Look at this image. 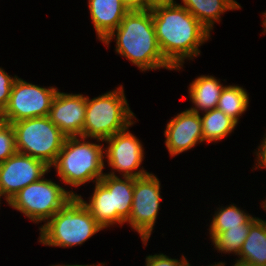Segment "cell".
<instances>
[{
    "label": "cell",
    "instance_id": "6da1fadb",
    "mask_svg": "<svg viewBox=\"0 0 266 266\" xmlns=\"http://www.w3.org/2000/svg\"><path fill=\"white\" fill-rule=\"evenodd\" d=\"M151 12L160 50L179 71L185 59L200 55L199 47L209 40L211 34L181 4L155 6Z\"/></svg>",
    "mask_w": 266,
    "mask_h": 266
},
{
    "label": "cell",
    "instance_id": "7a4b0ae2",
    "mask_svg": "<svg viewBox=\"0 0 266 266\" xmlns=\"http://www.w3.org/2000/svg\"><path fill=\"white\" fill-rule=\"evenodd\" d=\"M112 39L116 41L117 54L128 59L142 72L161 68L175 70L160 50L151 9L132 8L102 43L108 47Z\"/></svg>",
    "mask_w": 266,
    "mask_h": 266
},
{
    "label": "cell",
    "instance_id": "3957f363",
    "mask_svg": "<svg viewBox=\"0 0 266 266\" xmlns=\"http://www.w3.org/2000/svg\"><path fill=\"white\" fill-rule=\"evenodd\" d=\"M86 137H66L55 163L57 176L66 185L79 187L86 182L99 181L105 173L104 146L101 143H91Z\"/></svg>",
    "mask_w": 266,
    "mask_h": 266
},
{
    "label": "cell",
    "instance_id": "277c9868",
    "mask_svg": "<svg viewBox=\"0 0 266 266\" xmlns=\"http://www.w3.org/2000/svg\"><path fill=\"white\" fill-rule=\"evenodd\" d=\"M104 229L78 197H73L40 228L39 242L46 246L69 248L82 245Z\"/></svg>",
    "mask_w": 266,
    "mask_h": 266
},
{
    "label": "cell",
    "instance_id": "5b68a950",
    "mask_svg": "<svg viewBox=\"0 0 266 266\" xmlns=\"http://www.w3.org/2000/svg\"><path fill=\"white\" fill-rule=\"evenodd\" d=\"M135 115L130 110L122 85L92 99L86 96V114L82 137L103 142L128 126Z\"/></svg>",
    "mask_w": 266,
    "mask_h": 266
},
{
    "label": "cell",
    "instance_id": "8992f818",
    "mask_svg": "<svg viewBox=\"0 0 266 266\" xmlns=\"http://www.w3.org/2000/svg\"><path fill=\"white\" fill-rule=\"evenodd\" d=\"M122 178L105 173L95 182L89 203L81 195L77 196L103 228L107 229L115 224L122 226L130 217L134 178Z\"/></svg>",
    "mask_w": 266,
    "mask_h": 266
},
{
    "label": "cell",
    "instance_id": "52a82bcc",
    "mask_svg": "<svg viewBox=\"0 0 266 266\" xmlns=\"http://www.w3.org/2000/svg\"><path fill=\"white\" fill-rule=\"evenodd\" d=\"M17 152L52 166L61 151L66 135L48 118L35 117L11 123Z\"/></svg>",
    "mask_w": 266,
    "mask_h": 266
},
{
    "label": "cell",
    "instance_id": "ba28073f",
    "mask_svg": "<svg viewBox=\"0 0 266 266\" xmlns=\"http://www.w3.org/2000/svg\"><path fill=\"white\" fill-rule=\"evenodd\" d=\"M78 194L66 190L51 179L44 177L29 184L15 194L8 205L23 213L32 222L45 223Z\"/></svg>",
    "mask_w": 266,
    "mask_h": 266
},
{
    "label": "cell",
    "instance_id": "9c48e42d",
    "mask_svg": "<svg viewBox=\"0 0 266 266\" xmlns=\"http://www.w3.org/2000/svg\"><path fill=\"white\" fill-rule=\"evenodd\" d=\"M161 183L153 173L134 178L130 217L125 223L138 232L146 246L154 230L161 202Z\"/></svg>",
    "mask_w": 266,
    "mask_h": 266
},
{
    "label": "cell",
    "instance_id": "30bf717a",
    "mask_svg": "<svg viewBox=\"0 0 266 266\" xmlns=\"http://www.w3.org/2000/svg\"><path fill=\"white\" fill-rule=\"evenodd\" d=\"M58 91L55 87H40L16 76L4 116L9 124L35 117L48 116Z\"/></svg>",
    "mask_w": 266,
    "mask_h": 266
},
{
    "label": "cell",
    "instance_id": "8fae6325",
    "mask_svg": "<svg viewBox=\"0 0 266 266\" xmlns=\"http://www.w3.org/2000/svg\"><path fill=\"white\" fill-rule=\"evenodd\" d=\"M129 127L104 141L108 145L104 148V156L108 167H111V172L106 174L117 176L116 170L122 175L121 177L137 178L149 174L141 167L144 160L143 145L134 134L130 133Z\"/></svg>",
    "mask_w": 266,
    "mask_h": 266
},
{
    "label": "cell",
    "instance_id": "7c38bea8",
    "mask_svg": "<svg viewBox=\"0 0 266 266\" xmlns=\"http://www.w3.org/2000/svg\"><path fill=\"white\" fill-rule=\"evenodd\" d=\"M50 169L45 162L16 152L0 164V194L8 203L21 189L45 177Z\"/></svg>",
    "mask_w": 266,
    "mask_h": 266
},
{
    "label": "cell",
    "instance_id": "4fadbf2b",
    "mask_svg": "<svg viewBox=\"0 0 266 266\" xmlns=\"http://www.w3.org/2000/svg\"><path fill=\"white\" fill-rule=\"evenodd\" d=\"M164 135L171 157L194 148L204 142L200 114L186 108L167 123Z\"/></svg>",
    "mask_w": 266,
    "mask_h": 266
},
{
    "label": "cell",
    "instance_id": "5bb4252c",
    "mask_svg": "<svg viewBox=\"0 0 266 266\" xmlns=\"http://www.w3.org/2000/svg\"><path fill=\"white\" fill-rule=\"evenodd\" d=\"M86 96L57 91L48 118L67 136H82Z\"/></svg>",
    "mask_w": 266,
    "mask_h": 266
},
{
    "label": "cell",
    "instance_id": "9a60e30c",
    "mask_svg": "<svg viewBox=\"0 0 266 266\" xmlns=\"http://www.w3.org/2000/svg\"><path fill=\"white\" fill-rule=\"evenodd\" d=\"M88 8L100 41L115 30L132 9L125 0H88Z\"/></svg>",
    "mask_w": 266,
    "mask_h": 266
},
{
    "label": "cell",
    "instance_id": "2e32d148",
    "mask_svg": "<svg viewBox=\"0 0 266 266\" xmlns=\"http://www.w3.org/2000/svg\"><path fill=\"white\" fill-rule=\"evenodd\" d=\"M224 87L220 79H216L212 75L198 76L189 84V98L195 106L189 108V110L199 114L200 111L205 112L215 109Z\"/></svg>",
    "mask_w": 266,
    "mask_h": 266
},
{
    "label": "cell",
    "instance_id": "e0dca14e",
    "mask_svg": "<svg viewBox=\"0 0 266 266\" xmlns=\"http://www.w3.org/2000/svg\"><path fill=\"white\" fill-rule=\"evenodd\" d=\"M186 8L210 33L226 11L241 8L236 0H182Z\"/></svg>",
    "mask_w": 266,
    "mask_h": 266
},
{
    "label": "cell",
    "instance_id": "ac0fdd59",
    "mask_svg": "<svg viewBox=\"0 0 266 266\" xmlns=\"http://www.w3.org/2000/svg\"><path fill=\"white\" fill-rule=\"evenodd\" d=\"M235 262L266 266V221L258 218L251 226Z\"/></svg>",
    "mask_w": 266,
    "mask_h": 266
},
{
    "label": "cell",
    "instance_id": "d6986e66",
    "mask_svg": "<svg viewBox=\"0 0 266 266\" xmlns=\"http://www.w3.org/2000/svg\"><path fill=\"white\" fill-rule=\"evenodd\" d=\"M200 115L203 131V141L218 142L231 134L238 123L221 110L215 108L202 112Z\"/></svg>",
    "mask_w": 266,
    "mask_h": 266
},
{
    "label": "cell",
    "instance_id": "ffe728a7",
    "mask_svg": "<svg viewBox=\"0 0 266 266\" xmlns=\"http://www.w3.org/2000/svg\"><path fill=\"white\" fill-rule=\"evenodd\" d=\"M210 223L209 235L213 239L218 233L224 232L229 228L240 227L241 224H249L255 217L245 213L236 204L217 208Z\"/></svg>",
    "mask_w": 266,
    "mask_h": 266
},
{
    "label": "cell",
    "instance_id": "44dd1931",
    "mask_svg": "<svg viewBox=\"0 0 266 266\" xmlns=\"http://www.w3.org/2000/svg\"><path fill=\"white\" fill-rule=\"evenodd\" d=\"M248 104L249 94L243 87L225 85L216 108L238 123L240 116L247 110Z\"/></svg>",
    "mask_w": 266,
    "mask_h": 266
},
{
    "label": "cell",
    "instance_id": "7402d4cb",
    "mask_svg": "<svg viewBox=\"0 0 266 266\" xmlns=\"http://www.w3.org/2000/svg\"><path fill=\"white\" fill-rule=\"evenodd\" d=\"M258 219L255 217L249 224H241L240 227L229 228L218 233L212 239V245L221 253H233L239 255L241 247L248 236L250 226Z\"/></svg>",
    "mask_w": 266,
    "mask_h": 266
},
{
    "label": "cell",
    "instance_id": "603a6c76",
    "mask_svg": "<svg viewBox=\"0 0 266 266\" xmlns=\"http://www.w3.org/2000/svg\"><path fill=\"white\" fill-rule=\"evenodd\" d=\"M16 152L15 131L13 126L7 123L0 130V164Z\"/></svg>",
    "mask_w": 266,
    "mask_h": 266
},
{
    "label": "cell",
    "instance_id": "cb8c5ba5",
    "mask_svg": "<svg viewBox=\"0 0 266 266\" xmlns=\"http://www.w3.org/2000/svg\"><path fill=\"white\" fill-rule=\"evenodd\" d=\"M15 79L16 75L12 77L0 67V113H4L8 105L11 88Z\"/></svg>",
    "mask_w": 266,
    "mask_h": 266
},
{
    "label": "cell",
    "instance_id": "d4e9b609",
    "mask_svg": "<svg viewBox=\"0 0 266 266\" xmlns=\"http://www.w3.org/2000/svg\"><path fill=\"white\" fill-rule=\"evenodd\" d=\"M145 259V266H187L188 262L184 255L178 260L174 258L172 259L163 253L148 255Z\"/></svg>",
    "mask_w": 266,
    "mask_h": 266
},
{
    "label": "cell",
    "instance_id": "484cf974",
    "mask_svg": "<svg viewBox=\"0 0 266 266\" xmlns=\"http://www.w3.org/2000/svg\"><path fill=\"white\" fill-rule=\"evenodd\" d=\"M262 143H260L261 145L258 146V150L254 153H256L255 155L257 156L256 157V163L257 164H254L256 166H254L256 169H264L266 168V135L264 136V139L261 141Z\"/></svg>",
    "mask_w": 266,
    "mask_h": 266
},
{
    "label": "cell",
    "instance_id": "4316f807",
    "mask_svg": "<svg viewBox=\"0 0 266 266\" xmlns=\"http://www.w3.org/2000/svg\"><path fill=\"white\" fill-rule=\"evenodd\" d=\"M177 4L174 0H143V8L152 9L159 5H174Z\"/></svg>",
    "mask_w": 266,
    "mask_h": 266
},
{
    "label": "cell",
    "instance_id": "83f0119b",
    "mask_svg": "<svg viewBox=\"0 0 266 266\" xmlns=\"http://www.w3.org/2000/svg\"><path fill=\"white\" fill-rule=\"evenodd\" d=\"M132 8H143V0H125Z\"/></svg>",
    "mask_w": 266,
    "mask_h": 266
},
{
    "label": "cell",
    "instance_id": "f1b7e54d",
    "mask_svg": "<svg viewBox=\"0 0 266 266\" xmlns=\"http://www.w3.org/2000/svg\"><path fill=\"white\" fill-rule=\"evenodd\" d=\"M50 266H105V262L104 263H100V264H92V265H78V264H73V265H60V264H55V265H50Z\"/></svg>",
    "mask_w": 266,
    "mask_h": 266
},
{
    "label": "cell",
    "instance_id": "f546056e",
    "mask_svg": "<svg viewBox=\"0 0 266 266\" xmlns=\"http://www.w3.org/2000/svg\"><path fill=\"white\" fill-rule=\"evenodd\" d=\"M7 119L3 113H0V130L7 124Z\"/></svg>",
    "mask_w": 266,
    "mask_h": 266
},
{
    "label": "cell",
    "instance_id": "4dcf8cb0",
    "mask_svg": "<svg viewBox=\"0 0 266 266\" xmlns=\"http://www.w3.org/2000/svg\"><path fill=\"white\" fill-rule=\"evenodd\" d=\"M235 264H233L232 266H261V265H255V264H251V263H247V262H234ZM264 266V265H262Z\"/></svg>",
    "mask_w": 266,
    "mask_h": 266
},
{
    "label": "cell",
    "instance_id": "1f68e13d",
    "mask_svg": "<svg viewBox=\"0 0 266 266\" xmlns=\"http://www.w3.org/2000/svg\"><path fill=\"white\" fill-rule=\"evenodd\" d=\"M263 14V23H262V25H263V27H264V30H263V32L262 33H266V12L265 13H262Z\"/></svg>",
    "mask_w": 266,
    "mask_h": 266
},
{
    "label": "cell",
    "instance_id": "d6a6232c",
    "mask_svg": "<svg viewBox=\"0 0 266 266\" xmlns=\"http://www.w3.org/2000/svg\"><path fill=\"white\" fill-rule=\"evenodd\" d=\"M225 265H226L225 262H219L217 264L215 262L213 265L211 264V265H208V266H225ZM187 266H191L189 261L187 262Z\"/></svg>",
    "mask_w": 266,
    "mask_h": 266
}]
</instances>
